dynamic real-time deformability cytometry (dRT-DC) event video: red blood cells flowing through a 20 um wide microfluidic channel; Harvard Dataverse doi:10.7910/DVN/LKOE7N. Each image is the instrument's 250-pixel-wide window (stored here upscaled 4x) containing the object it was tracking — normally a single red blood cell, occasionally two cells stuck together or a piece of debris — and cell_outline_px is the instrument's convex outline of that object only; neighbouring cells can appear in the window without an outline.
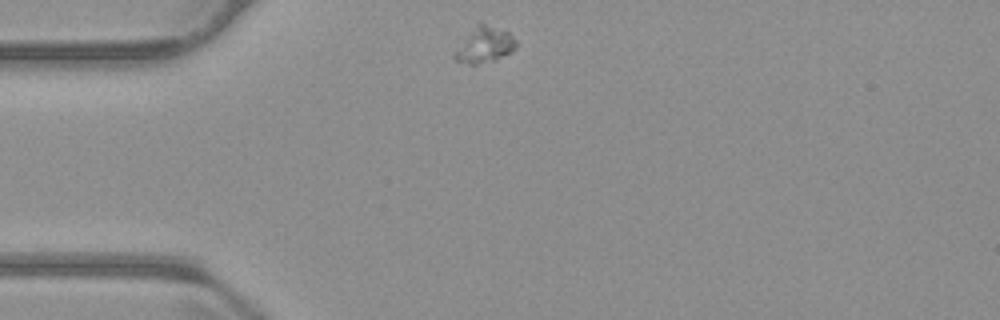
{"species": "common noctule bat (a hibernating species)", "species_latin": "Nyctalus noctula", "temperature_condition": "warm", "stored_images_in_passage": 45, "camera_frame_rate_fps": 3000, "um_per_image_px": 0.085, "animal": {"sex": "male", "body_mass_g": 23.1, "forearm_length_mm": 52.7}, "frame": {"image": 1, "passage_image": 1, "time_ms": 0.0, "image_size_px": [1000, 320], "cell_outline_px": [[516, 48], [512, 52], [496, 60], [476, 64], [468, 64], [456, 60], [452, 56], [480, 20], [508, 32], [516, 40]], "centroid_in_image_um": [41.24, 3.81], "position_along_channel_um": 43.8, "area_um2": 12.6}}
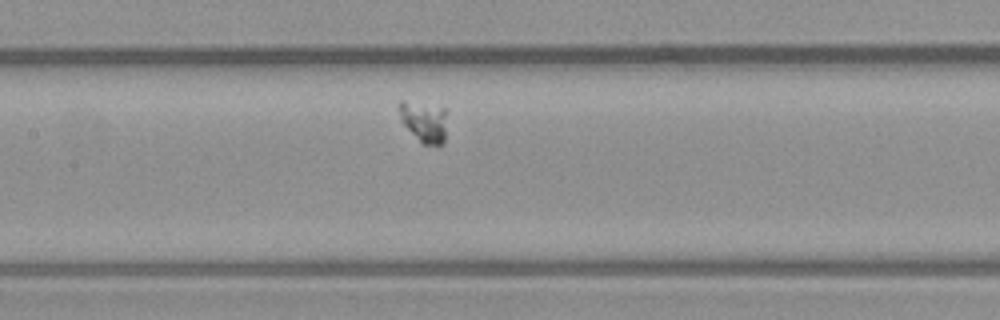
{"frame": {"image": 2, "passage_image": 14, "time_ms": 4.333, "image_size_px": [1000, 320], "cell_outline_px": [[444, 144], [440, 148], [436, 148], [424, 144], [400, 120], [400, 100], [444, 108]], "centroid_in_image_um": [36.06, 10.4], "position_along_channel_um": 171.3, "area_um2": 10.98}}
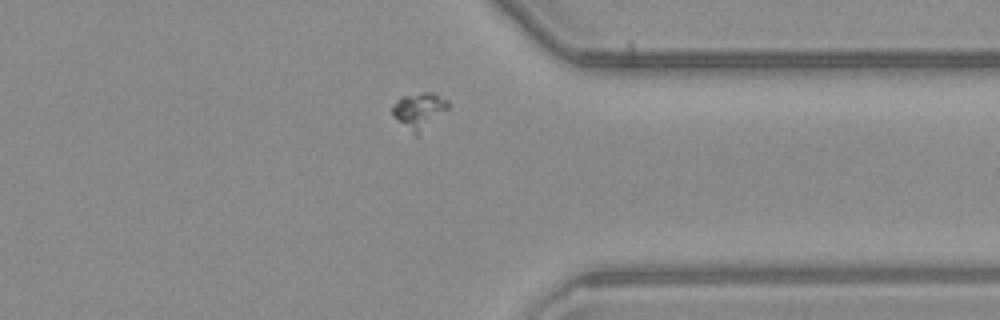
{"frame": {"image": 3, "passage_image": 32, "time_ms": 10.333, "image_size_px": [1000, 320], "cell_outline_px": [[448, 108], [416, 136], [396, 120], [392, 116], [392, 104], [400, 96], [424, 92], [432, 92], [448, 100]], "centroid_in_image_um": [35.57, 9.38], "position_along_channel_um": 375.8, "area_um2": 11.62}}